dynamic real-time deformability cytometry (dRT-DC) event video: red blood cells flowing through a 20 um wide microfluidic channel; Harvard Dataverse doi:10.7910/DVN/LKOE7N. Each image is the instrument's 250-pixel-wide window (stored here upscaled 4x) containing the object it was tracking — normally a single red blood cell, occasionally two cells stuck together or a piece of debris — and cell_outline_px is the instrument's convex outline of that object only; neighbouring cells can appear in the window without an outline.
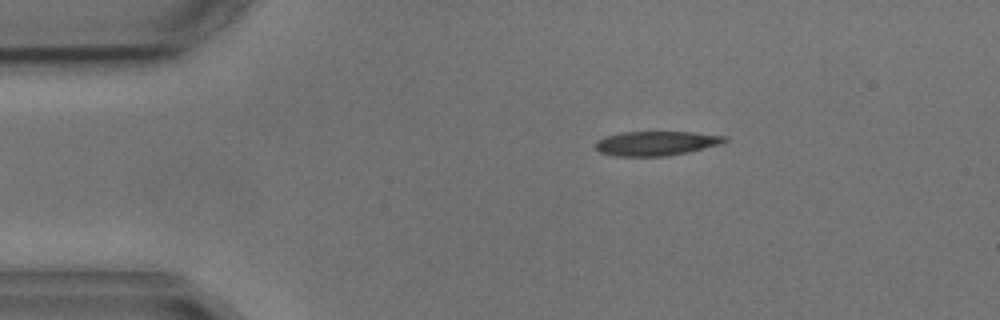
{"species": "common noctule bat (a hibernating species)", "species_latin": "Nyctalus noctula", "temperature_condition": "cold", "stored_images_in_passage": 4, "camera_frame_rate_fps": 3000, "um_per_image_px": 0.085, "animal": {"sex": "male", "body_mass_g": 17.9, "forearm_length_mm": 54.2}, "frame": {"image": 1, "passage_image": 4, "time_ms": 4.667, "image_size_px": [1000, 320], "cell_outline_px": [[728, 140], [724, 144], [688, 152], [668, 156], [616, 156], [600, 152], [596, 148], [596, 140], [604, 136], [620, 132], [692, 132], [728, 136]], "centroid_in_image_um": [55.82, 12.18], "position_along_channel_um": 29.2, "area_um2": 18.61}}